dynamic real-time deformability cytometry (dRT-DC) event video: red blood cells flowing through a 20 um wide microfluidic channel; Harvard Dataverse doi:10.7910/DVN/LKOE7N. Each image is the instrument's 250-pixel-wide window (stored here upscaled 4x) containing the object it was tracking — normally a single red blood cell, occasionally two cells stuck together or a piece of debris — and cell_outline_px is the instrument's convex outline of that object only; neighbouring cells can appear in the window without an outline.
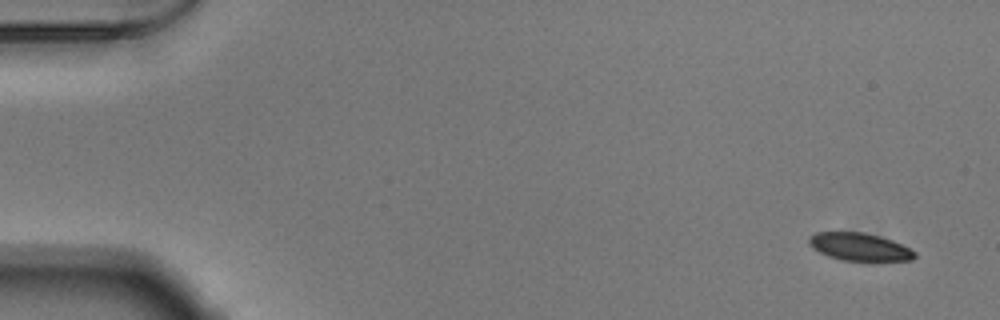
{"species": "Egyptian fruit bat (a non-hibernating species)", "species_latin": "Rousettus aegyptiacus", "temperature_condition": "warm", "stored_images_in_passage": 51, "camera_frame_rate_fps": 3000, "um_per_image_px": 0.085, "animal": {"sex": "male"}, "frame": {"image": 1, "passage_image": 1, "time_ms": 0.0, "image_size_px": [1000, 320], "cell_outline_px": [[916, 256], [912, 260], [876, 264], [864, 264], [840, 260], [828, 256], [812, 248], [808, 244], [808, 236], [816, 232], [864, 232], [880, 236], [892, 240], [916, 252]], "centroid_in_image_um": [73.09, 21.05], "position_along_channel_um": 11.9, "area_um2": 18.21}}
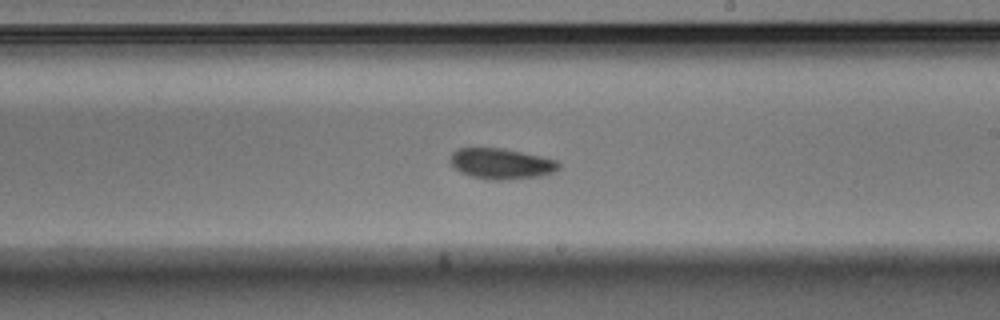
{"frame": {"image": 2, "passage_image": 30, "time_ms": 9.667, "image_size_px": [1000, 320], "cell_outline_px": [[560, 168], [552, 172], [540, 176], [512, 180], [488, 180], [472, 176], [460, 172], [448, 160], [452, 152], [456, 148], [504, 148], [540, 156], [556, 160], [560, 164]], "centroid_in_image_um": [42.59, 13.91], "position_along_channel_um": 246.4, "area_um2": 19.54}}
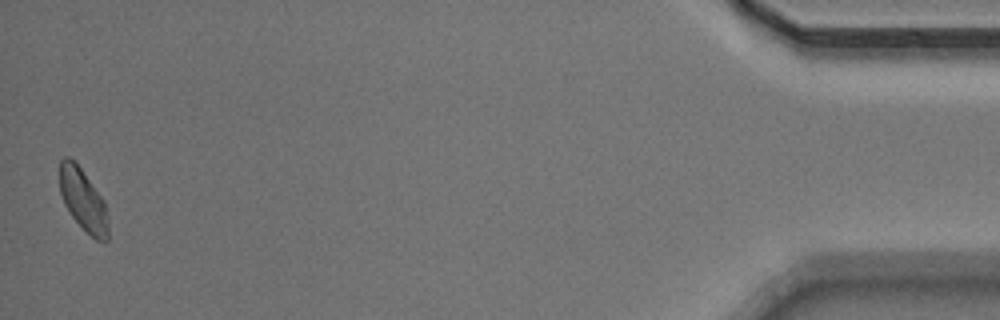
{"frame": {"image": 3, "passage_image": 51, "time_ms": 16.667, "image_size_px": [1000, 320], "cell_outline_px": [[108, 240], [96, 240], [72, 216], [64, 204], [60, 192], [60, 160], [64, 156], [68, 156], [80, 168], [104, 200], [108, 216]], "centroid_in_image_um": [7.07, 16.99], "position_along_channel_um": 428.1, "area_um2": 17.17}, "authors_computed_cell_mechanics": {"area_um2": 18.9584, "velocity_mm_per_s": 3.8351, "shape_relaxation_time_tau1_ms": 2.611, "shape_relaxation_time_tau2_ms": 8.6711, "deformation_change_tau1": 0.0806, "deformation_change_tau2": 0.0952}}